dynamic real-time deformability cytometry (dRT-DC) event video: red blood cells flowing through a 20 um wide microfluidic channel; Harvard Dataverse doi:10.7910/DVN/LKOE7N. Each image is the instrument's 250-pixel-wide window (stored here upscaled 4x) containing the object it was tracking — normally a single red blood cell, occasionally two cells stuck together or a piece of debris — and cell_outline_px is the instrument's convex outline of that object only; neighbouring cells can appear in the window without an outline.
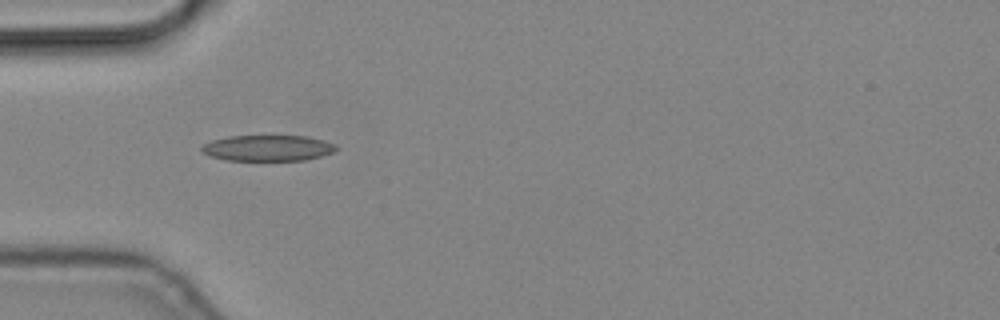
{"species": "common noctule bat (a hibernating species)", "species_latin": "Nyctalus noctula", "temperature_condition": "cold", "stored_images_in_passage": 3, "camera_frame_rate_fps": 3000, "um_per_image_px": 0.085, "animal": {"sex": "male", "body_mass_g": 19.2, "forearm_length_mm": 51.8}, "frame": {"image": 1, "passage_image": 2, "time_ms": 0.333, "image_size_px": [1000, 320], "cell_outline_px": [[336, 148], [332, 152], [320, 156], [304, 160], [228, 160], [212, 156], [200, 152], [200, 148], [204, 144], [212, 140], [228, 136], [308, 136], [324, 140], [336, 144]], "centroid_in_image_um": [22.74, 12.57], "position_along_channel_um": 62.3, "area_um2": 20.17}}
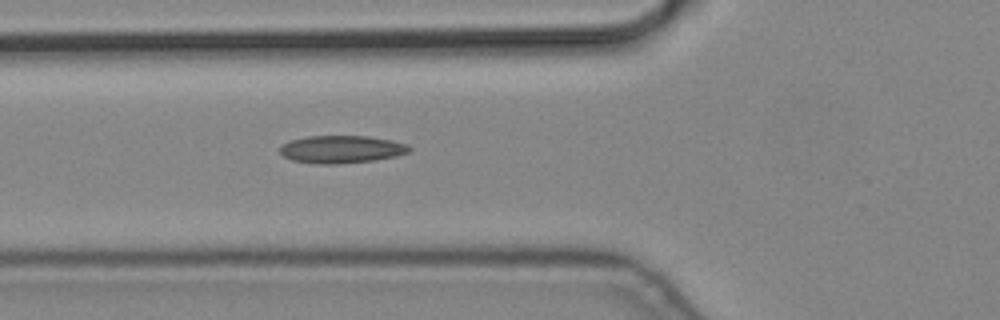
{"frame": {"image": 2, "passage_image": 3, "time_ms": 0.667, "image_size_px": [1000, 320], "cell_outline_px": [[412, 148], [408, 152], [396, 156], [376, 160], [336, 164], [316, 164], [292, 160], [284, 156], [280, 152], [280, 144], [292, 140], [308, 136], [368, 136], [392, 140], [408, 144]], "centroid_in_image_um": [29.03, 12.69], "position_along_channel_um": 96.8, "area_um2": 20.92}}